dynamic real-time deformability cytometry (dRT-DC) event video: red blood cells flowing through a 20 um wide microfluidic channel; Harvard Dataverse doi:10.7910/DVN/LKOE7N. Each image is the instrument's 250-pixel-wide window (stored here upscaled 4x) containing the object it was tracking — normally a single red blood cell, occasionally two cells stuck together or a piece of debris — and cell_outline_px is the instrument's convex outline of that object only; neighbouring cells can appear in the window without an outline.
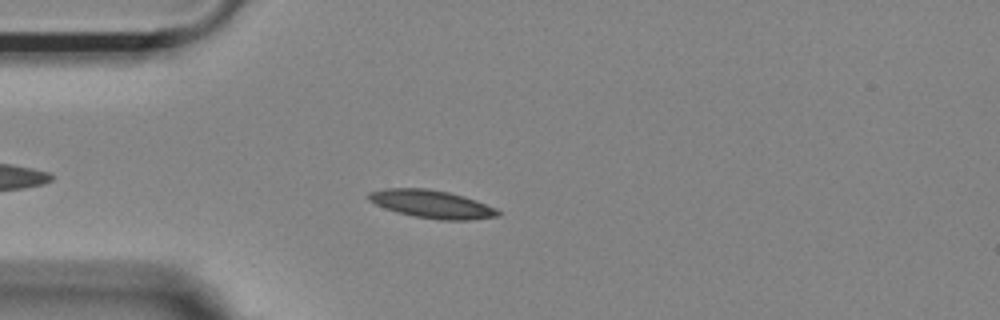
{"species": "Egyptian fruit bat (a non-hibernating species)", "species_latin": "Rousettus aegyptiacus", "temperature_condition": "room temperature", "stored_images_in_passage": 34, "camera_frame_rate_fps": 3000, "um_per_image_px": 0.085, "animal": {"sex": "female"}, "frame": {"image": 1, "passage_image": 2, "time_ms": 0.333, "image_size_px": [1000, 320], "cell_outline_px": [[500, 216], [472, 220], [440, 220], [416, 216], [396, 212], [384, 208], [368, 200], [368, 192], [384, 188], [428, 188], [448, 192], [464, 196], [476, 200], [496, 208], [500, 212]], "centroid_in_image_um": [36.71, 17.34], "position_along_channel_um": 48.3, "area_um2": 21.15}}
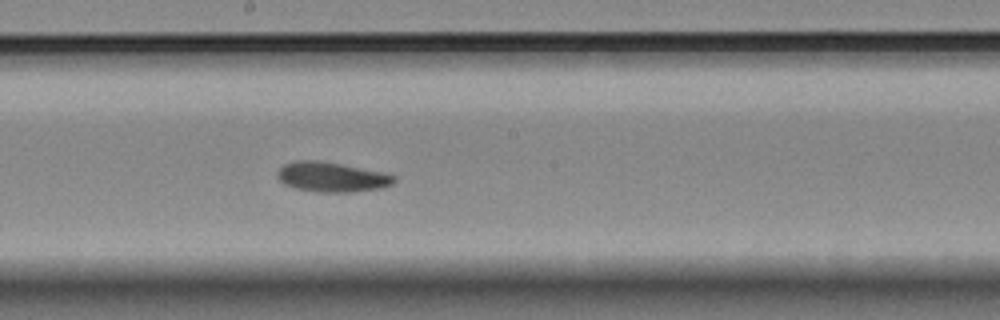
{"frame": {"image": 2, "passage_image": 17, "time_ms": 5.333, "image_size_px": [1000, 320], "cell_outline_px": [[396, 180], [392, 184], [380, 188], [352, 192], [320, 192], [296, 188], [284, 184], [276, 176], [276, 172], [284, 164], [296, 160], [320, 160], [384, 172], [396, 176]], "centroid_in_image_um": [28.19, 15.03], "position_along_channel_um": 220.0, "area_um2": 20.35}}
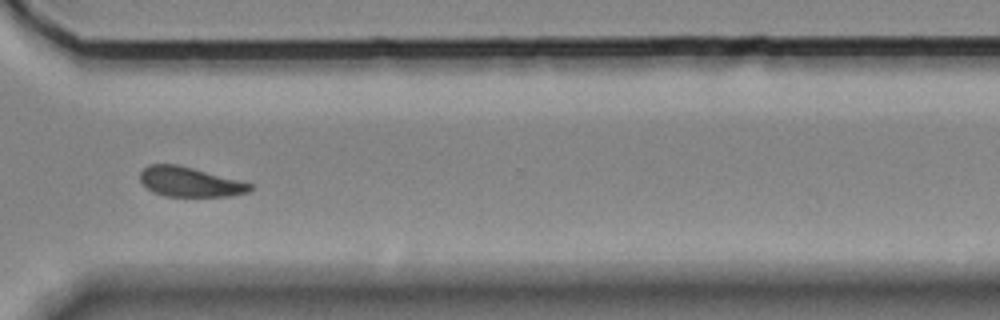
{"frame": {"image": 3, "passage_image": 28, "time_ms": 9.0, "image_size_px": [1000, 320], "cell_outline_px": [[252, 188], [248, 192], [228, 196], [164, 196], [148, 188], [140, 180], [140, 172], [148, 164], [176, 164], [240, 180], [252, 184]], "centroid_in_image_um": [16.13, 15.45], "position_along_channel_um": 354.5, "area_um2": 18.79}, "authors_computed_cell_mechanics": {"area_um2": 20.0855, "velocity_mm_per_s": 3.6599, "shape_relaxation_time_tau1_ms": 5.3311, "shape_relaxation_time_tau2_ms": 3.8711, "deformation_change_tau1": 0.1423, "deformation_change_tau2": 0.1057}}